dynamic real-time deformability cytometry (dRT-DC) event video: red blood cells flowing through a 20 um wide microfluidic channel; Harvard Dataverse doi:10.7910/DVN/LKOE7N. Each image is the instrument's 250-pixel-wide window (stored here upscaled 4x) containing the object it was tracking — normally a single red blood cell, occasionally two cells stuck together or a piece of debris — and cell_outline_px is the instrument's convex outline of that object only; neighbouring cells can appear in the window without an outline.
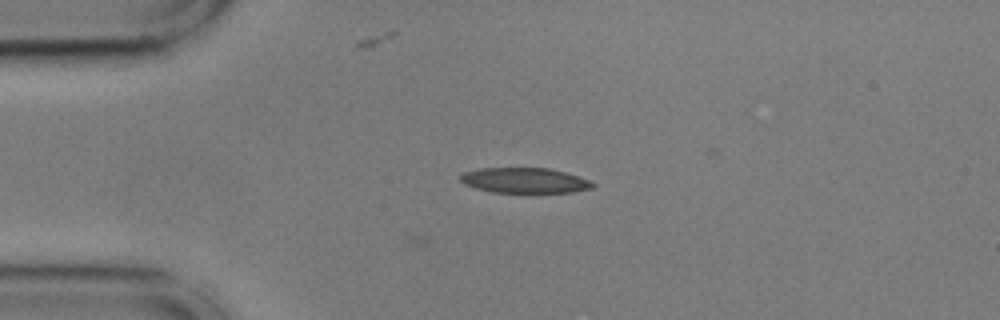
{"species": "common noctule bat (a hibernating species)", "species_latin": "Nyctalus noctula", "temperature_condition": "cold", "stored_images_in_passage": 44, "camera_frame_rate_fps": 3000, "um_per_image_px": 0.085, "animal": {"sex": "male", "body_mass_g": 17.9, "forearm_length_mm": 54.2}, "frame": {"image": 1, "passage_image": 1, "time_ms": 0.0, "image_size_px": [1000, 320], "cell_outline_px": [[596, 184], [592, 188], [572, 192], [492, 192], [476, 188], [464, 184], [460, 180], [460, 176], [464, 172], [480, 168], [548, 168], [564, 172], [588, 180]], "centroid_in_image_um": [44.57, 15.33], "position_along_channel_um": 40.4, "area_um2": 19.25}}
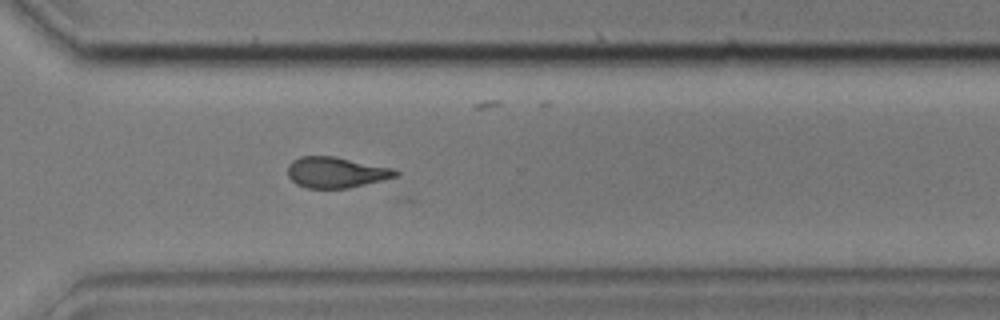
{"frame": {"image": 2, "passage_image": 28, "time_ms": 9.0, "image_size_px": [1000, 320], "cell_outline_px": [[400, 176], [348, 188], [308, 188], [296, 184], [288, 176], [288, 164], [292, 160], [300, 156], [336, 156], [396, 168], [400, 172]], "centroid_in_image_um": [28.61, 14.64], "position_along_channel_um": 342.0, "area_um2": 19.71}}
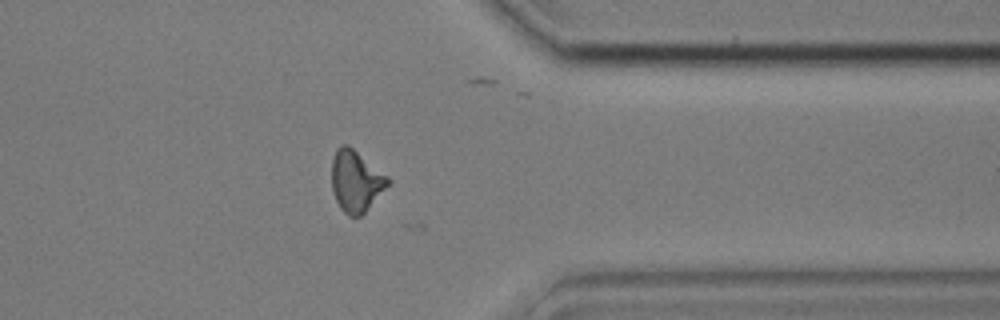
{"frame": {"image": 3, "passage_image": 32, "time_ms": 10.333, "image_size_px": [1000, 320], "cell_outline_px": [[392, 184], [360, 216], [348, 216], [340, 208], [336, 200], [332, 188], [332, 160], [336, 148], [340, 144], [348, 144], [388, 176], [392, 180]], "centroid_in_image_um": [30.28, 15.38], "position_along_channel_um": 381.1, "area_um2": 20.35}, "authors_computed_cell_mechanics": {"area_um2": 19.5942, "velocity_mm_per_s": 3.6197, "shape_relaxation_time_tau1_ms": 10.3424, "shape_relaxation_time_tau2_ms": 3.8344, "deformation_change_tau1": 0.2408, "deformation_change_tau2": 0.1334}}